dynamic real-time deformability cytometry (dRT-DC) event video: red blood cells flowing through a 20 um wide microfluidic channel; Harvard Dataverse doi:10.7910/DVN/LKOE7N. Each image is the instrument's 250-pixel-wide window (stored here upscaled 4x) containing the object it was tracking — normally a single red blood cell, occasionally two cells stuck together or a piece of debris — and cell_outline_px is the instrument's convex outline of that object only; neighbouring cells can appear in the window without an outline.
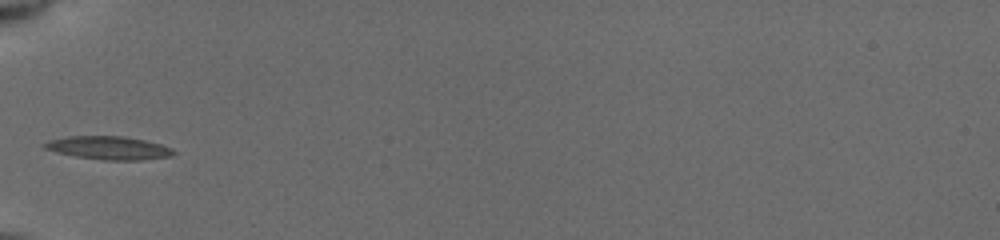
{"species": "common noctule bat (a hibernating species)", "species_latin": "Nyctalus noctula", "temperature_condition": "cold", "stored_images_in_passage": 8, "camera_frame_rate_fps": 3000, "um_per_image_px": 0.085, "animal": {"sex": "female", "body_mass_g": 19.5, "forearm_length_mm": 54.1}, "frame": {"image": 1, "passage_image": 6, "time_ms": 4.0, "image_size_px": [1000, 240], "cell_outline_px": [[176, 152], [172, 156], [140, 160], [104, 160], [76, 156], [56, 152], [44, 148], [40, 144], [48, 140], [68, 136], [124, 136], [144, 140], [160, 144], [172, 148]], "centroid_in_image_um": [9.22, 12.57], "position_along_channel_um": 75.8, "area_um2": 17.51}}
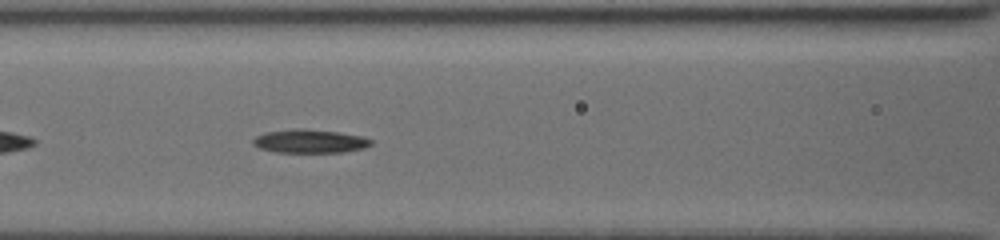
{"frame": {"image": 2, "passage_image": 8, "time_ms": 5.667, "image_size_px": [1000, 240], "cell_outline_px": [[372, 144], [364, 148], [344, 152], [276, 152], [260, 148], [252, 144], [252, 140], [256, 136], [264, 132], [296, 128], [304, 128], [340, 132], [364, 136], [372, 140]], "centroid_in_image_um": [26.34, 11.99], "position_along_channel_um": 140.3, "area_um2": 16.36}}